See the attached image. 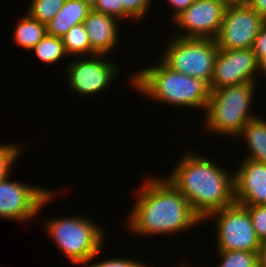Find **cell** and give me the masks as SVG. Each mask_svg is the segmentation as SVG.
Here are the masks:
<instances>
[{"instance_id": "22", "label": "cell", "mask_w": 266, "mask_h": 267, "mask_svg": "<svg viewBox=\"0 0 266 267\" xmlns=\"http://www.w3.org/2000/svg\"><path fill=\"white\" fill-rule=\"evenodd\" d=\"M21 145H11L0 143V181L4 180L12 170L11 167L14 166L13 163L20 156V152L23 148ZM10 172V173H9Z\"/></svg>"}, {"instance_id": "32", "label": "cell", "mask_w": 266, "mask_h": 267, "mask_svg": "<svg viewBox=\"0 0 266 267\" xmlns=\"http://www.w3.org/2000/svg\"><path fill=\"white\" fill-rule=\"evenodd\" d=\"M226 5H244L247 0H221Z\"/></svg>"}, {"instance_id": "16", "label": "cell", "mask_w": 266, "mask_h": 267, "mask_svg": "<svg viewBox=\"0 0 266 267\" xmlns=\"http://www.w3.org/2000/svg\"><path fill=\"white\" fill-rule=\"evenodd\" d=\"M237 136H242L249 148L246 159L266 164V121L258 116L251 119Z\"/></svg>"}, {"instance_id": "6", "label": "cell", "mask_w": 266, "mask_h": 267, "mask_svg": "<svg viewBox=\"0 0 266 267\" xmlns=\"http://www.w3.org/2000/svg\"><path fill=\"white\" fill-rule=\"evenodd\" d=\"M172 36L160 60L171 70L200 78L210 85L219 50L215 39Z\"/></svg>"}, {"instance_id": "2", "label": "cell", "mask_w": 266, "mask_h": 267, "mask_svg": "<svg viewBox=\"0 0 266 267\" xmlns=\"http://www.w3.org/2000/svg\"><path fill=\"white\" fill-rule=\"evenodd\" d=\"M210 160L193 152L186 153L168 175L170 177H166L202 221L235 203L234 175Z\"/></svg>"}, {"instance_id": "3", "label": "cell", "mask_w": 266, "mask_h": 267, "mask_svg": "<svg viewBox=\"0 0 266 267\" xmlns=\"http://www.w3.org/2000/svg\"><path fill=\"white\" fill-rule=\"evenodd\" d=\"M131 79L132 88L144 96L179 107L205 109L211 94L206 81L175 72L162 61L139 69Z\"/></svg>"}, {"instance_id": "31", "label": "cell", "mask_w": 266, "mask_h": 267, "mask_svg": "<svg viewBox=\"0 0 266 267\" xmlns=\"http://www.w3.org/2000/svg\"><path fill=\"white\" fill-rule=\"evenodd\" d=\"M264 73L266 76V56L258 61V73Z\"/></svg>"}, {"instance_id": "7", "label": "cell", "mask_w": 266, "mask_h": 267, "mask_svg": "<svg viewBox=\"0 0 266 267\" xmlns=\"http://www.w3.org/2000/svg\"><path fill=\"white\" fill-rule=\"evenodd\" d=\"M216 220L217 250L259 252L257 238L248 210L237 203L210 214L205 220Z\"/></svg>"}, {"instance_id": "19", "label": "cell", "mask_w": 266, "mask_h": 267, "mask_svg": "<svg viewBox=\"0 0 266 267\" xmlns=\"http://www.w3.org/2000/svg\"><path fill=\"white\" fill-rule=\"evenodd\" d=\"M37 58L47 64H54L68 54L61 37L46 34L41 41L32 49Z\"/></svg>"}, {"instance_id": "1", "label": "cell", "mask_w": 266, "mask_h": 267, "mask_svg": "<svg viewBox=\"0 0 266 267\" xmlns=\"http://www.w3.org/2000/svg\"><path fill=\"white\" fill-rule=\"evenodd\" d=\"M138 190L137 202L128 216V226L135 234H179L203 222L167 178L147 179Z\"/></svg>"}, {"instance_id": "33", "label": "cell", "mask_w": 266, "mask_h": 267, "mask_svg": "<svg viewBox=\"0 0 266 267\" xmlns=\"http://www.w3.org/2000/svg\"><path fill=\"white\" fill-rule=\"evenodd\" d=\"M85 3H87L91 8L95 5V3L97 2V0H81Z\"/></svg>"}, {"instance_id": "5", "label": "cell", "mask_w": 266, "mask_h": 267, "mask_svg": "<svg viewBox=\"0 0 266 267\" xmlns=\"http://www.w3.org/2000/svg\"><path fill=\"white\" fill-rule=\"evenodd\" d=\"M95 223L85 216H67L48 220L45 229L68 260L90 264L100 254L104 242V229Z\"/></svg>"}, {"instance_id": "27", "label": "cell", "mask_w": 266, "mask_h": 267, "mask_svg": "<svg viewBox=\"0 0 266 267\" xmlns=\"http://www.w3.org/2000/svg\"><path fill=\"white\" fill-rule=\"evenodd\" d=\"M252 50L258 61L266 56V23L261 27L255 38Z\"/></svg>"}, {"instance_id": "30", "label": "cell", "mask_w": 266, "mask_h": 267, "mask_svg": "<svg viewBox=\"0 0 266 267\" xmlns=\"http://www.w3.org/2000/svg\"><path fill=\"white\" fill-rule=\"evenodd\" d=\"M258 259L259 267H266V240L261 241L260 243Z\"/></svg>"}, {"instance_id": "23", "label": "cell", "mask_w": 266, "mask_h": 267, "mask_svg": "<svg viewBox=\"0 0 266 267\" xmlns=\"http://www.w3.org/2000/svg\"><path fill=\"white\" fill-rule=\"evenodd\" d=\"M244 206L250 215L257 238L266 240V205H241Z\"/></svg>"}, {"instance_id": "24", "label": "cell", "mask_w": 266, "mask_h": 267, "mask_svg": "<svg viewBox=\"0 0 266 267\" xmlns=\"http://www.w3.org/2000/svg\"><path fill=\"white\" fill-rule=\"evenodd\" d=\"M123 7V19H143L150 8L151 0H120ZM129 17V18H128Z\"/></svg>"}, {"instance_id": "11", "label": "cell", "mask_w": 266, "mask_h": 267, "mask_svg": "<svg viewBox=\"0 0 266 267\" xmlns=\"http://www.w3.org/2000/svg\"><path fill=\"white\" fill-rule=\"evenodd\" d=\"M258 60L252 48L219 49L215 58L210 90L221 89L246 82L256 83Z\"/></svg>"}, {"instance_id": "9", "label": "cell", "mask_w": 266, "mask_h": 267, "mask_svg": "<svg viewBox=\"0 0 266 267\" xmlns=\"http://www.w3.org/2000/svg\"><path fill=\"white\" fill-rule=\"evenodd\" d=\"M265 23L266 21L247 4L227 5L215 42L219 49L252 48Z\"/></svg>"}, {"instance_id": "20", "label": "cell", "mask_w": 266, "mask_h": 267, "mask_svg": "<svg viewBox=\"0 0 266 267\" xmlns=\"http://www.w3.org/2000/svg\"><path fill=\"white\" fill-rule=\"evenodd\" d=\"M65 0H31L28 14L31 18L47 24L61 10Z\"/></svg>"}, {"instance_id": "26", "label": "cell", "mask_w": 266, "mask_h": 267, "mask_svg": "<svg viewBox=\"0 0 266 267\" xmlns=\"http://www.w3.org/2000/svg\"><path fill=\"white\" fill-rule=\"evenodd\" d=\"M86 267H147L144 263H140L137 260H131L129 258H114L108 259L104 261H99L92 263L90 265L87 264ZM149 267V266H148Z\"/></svg>"}, {"instance_id": "25", "label": "cell", "mask_w": 266, "mask_h": 267, "mask_svg": "<svg viewBox=\"0 0 266 267\" xmlns=\"http://www.w3.org/2000/svg\"><path fill=\"white\" fill-rule=\"evenodd\" d=\"M94 11L115 17L117 20L123 19V7L120 0H97L92 7Z\"/></svg>"}, {"instance_id": "17", "label": "cell", "mask_w": 266, "mask_h": 267, "mask_svg": "<svg viewBox=\"0 0 266 267\" xmlns=\"http://www.w3.org/2000/svg\"><path fill=\"white\" fill-rule=\"evenodd\" d=\"M15 27L14 42L29 51L47 34L46 24L31 18L28 14L24 15Z\"/></svg>"}, {"instance_id": "12", "label": "cell", "mask_w": 266, "mask_h": 267, "mask_svg": "<svg viewBox=\"0 0 266 267\" xmlns=\"http://www.w3.org/2000/svg\"><path fill=\"white\" fill-rule=\"evenodd\" d=\"M227 5L221 0H196L178 15L174 24L185 33L177 37L215 39L220 30ZM186 30V31H185Z\"/></svg>"}, {"instance_id": "14", "label": "cell", "mask_w": 266, "mask_h": 267, "mask_svg": "<svg viewBox=\"0 0 266 267\" xmlns=\"http://www.w3.org/2000/svg\"><path fill=\"white\" fill-rule=\"evenodd\" d=\"M115 17L94 11L89 12L84 20L91 46V56L108 55L119 44L118 22Z\"/></svg>"}, {"instance_id": "18", "label": "cell", "mask_w": 266, "mask_h": 267, "mask_svg": "<svg viewBox=\"0 0 266 267\" xmlns=\"http://www.w3.org/2000/svg\"><path fill=\"white\" fill-rule=\"evenodd\" d=\"M61 38L68 56L91 57V46L84 23L74 25Z\"/></svg>"}, {"instance_id": "28", "label": "cell", "mask_w": 266, "mask_h": 267, "mask_svg": "<svg viewBox=\"0 0 266 267\" xmlns=\"http://www.w3.org/2000/svg\"><path fill=\"white\" fill-rule=\"evenodd\" d=\"M170 6L174 9V20L178 15L185 11L194 1L193 0H167Z\"/></svg>"}, {"instance_id": "8", "label": "cell", "mask_w": 266, "mask_h": 267, "mask_svg": "<svg viewBox=\"0 0 266 267\" xmlns=\"http://www.w3.org/2000/svg\"><path fill=\"white\" fill-rule=\"evenodd\" d=\"M8 176L0 181V218L22 223L30 221L52 200L54 192L10 181Z\"/></svg>"}, {"instance_id": "10", "label": "cell", "mask_w": 266, "mask_h": 267, "mask_svg": "<svg viewBox=\"0 0 266 267\" xmlns=\"http://www.w3.org/2000/svg\"><path fill=\"white\" fill-rule=\"evenodd\" d=\"M106 55H93L72 60L68 64L67 80L68 86L77 95L90 96L98 94L111 86L117 76L118 65L108 62ZM91 58V59H90Z\"/></svg>"}, {"instance_id": "13", "label": "cell", "mask_w": 266, "mask_h": 267, "mask_svg": "<svg viewBox=\"0 0 266 267\" xmlns=\"http://www.w3.org/2000/svg\"><path fill=\"white\" fill-rule=\"evenodd\" d=\"M234 172V198L239 205H266V164L245 159Z\"/></svg>"}, {"instance_id": "21", "label": "cell", "mask_w": 266, "mask_h": 267, "mask_svg": "<svg viewBox=\"0 0 266 267\" xmlns=\"http://www.w3.org/2000/svg\"><path fill=\"white\" fill-rule=\"evenodd\" d=\"M222 260L218 267H259L258 252L217 250Z\"/></svg>"}, {"instance_id": "4", "label": "cell", "mask_w": 266, "mask_h": 267, "mask_svg": "<svg viewBox=\"0 0 266 267\" xmlns=\"http://www.w3.org/2000/svg\"><path fill=\"white\" fill-rule=\"evenodd\" d=\"M256 83H243L211 90L205 108V125L208 131L235 138L251 119L257 117L250 111L256 92Z\"/></svg>"}, {"instance_id": "29", "label": "cell", "mask_w": 266, "mask_h": 267, "mask_svg": "<svg viewBox=\"0 0 266 267\" xmlns=\"http://www.w3.org/2000/svg\"><path fill=\"white\" fill-rule=\"evenodd\" d=\"M246 4L266 21V0H247Z\"/></svg>"}, {"instance_id": "15", "label": "cell", "mask_w": 266, "mask_h": 267, "mask_svg": "<svg viewBox=\"0 0 266 267\" xmlns=\"http://www.w3.org/2000/svg\"><path fill=\"white\" fill-rule=\"evenodd\" d=\"M92 8L81 0H65L61 10L46 24L47 34L64 36L71 27L84 23Z\"/></svg>"}]
</instances>
